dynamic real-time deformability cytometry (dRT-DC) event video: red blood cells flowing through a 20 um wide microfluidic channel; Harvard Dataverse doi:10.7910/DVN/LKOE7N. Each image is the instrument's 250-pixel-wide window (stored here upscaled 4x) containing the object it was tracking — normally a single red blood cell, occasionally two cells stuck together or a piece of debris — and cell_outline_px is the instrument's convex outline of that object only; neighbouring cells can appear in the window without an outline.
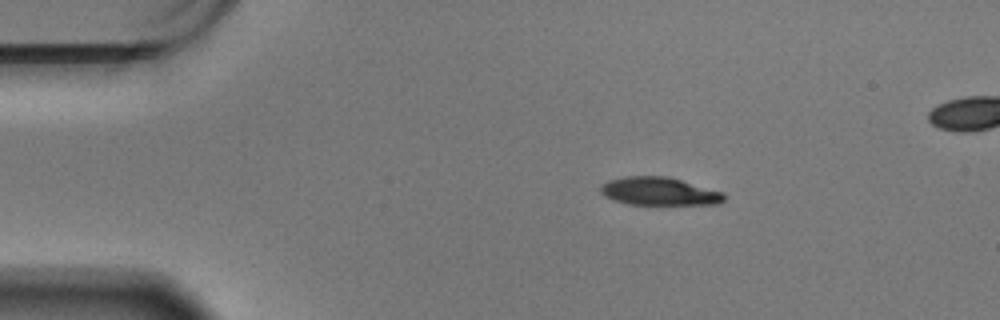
{"species": "Egyptian fruit bat (a non-hibernating species)", "species_latin": "Rousettus aegyptiacus", "temperature_condition": "warm", "stored_images_in_passage": 48, "camera_frame_rate_fps": 3000, "um_per_image_px": 0.085, "animal": {"sex": "male"}, "frame": {"image": 1, "passage_image": 1, "time_ms": 0.0, "image_size_px": [1000, 320], "cell_outline_px": [[724, 200], [720, 204], [628, 204], [612, 200], [604, 196], [600, 192], [600, 184], [608, 180], [628, 176], [668, 176], [724, 192]], "centroid_in_image_um": [56.01, 16.26], "position_along_channel_um": 29.0, "area_um2": 20.29}}
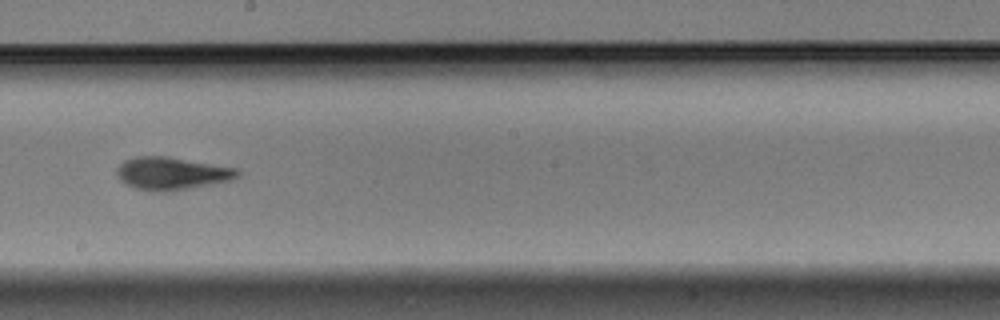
{"frame": {"image": 2, "passage_image": 24, "time_ms": 7.667, "image_size_px": [1000, 320], "cell_outline_px": [[240, 176], [232, 180], [212, 184], [168, 192], [152, 192], [136, 188], [124, 184], [116, 176], [116, 168], [124, 160], [136, 156], [168, 156], [240, 168]], "centroid_in_image_um": [14.61, 14.74], "position_along_channel_um": 233.6, "area_um2": 23.52}}
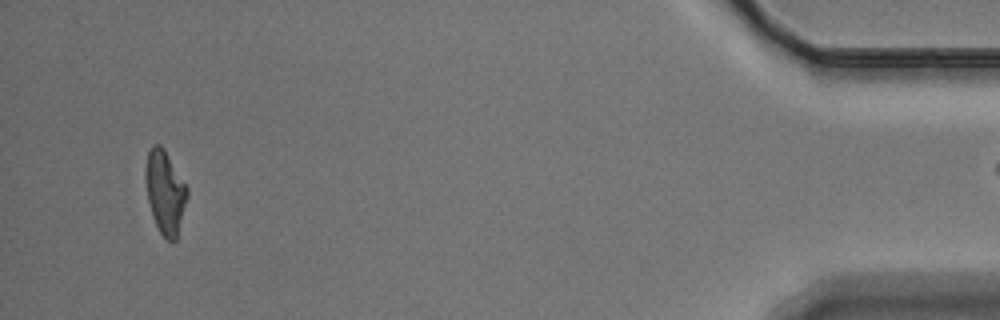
{"frame": {"image": 3, "passage_image": 47, "time_ms": 15.333, "image_size_px": [1000, 320], "cell_outline_px": [[188, 196], [176, 240], [172, 244], [160, 232], [152, 216], [148, 200], [144, 180], [144, 172], [148, 152], [152, 144], [160, 144], [164, 148], [188, 188]], "centroid_in_image_um": [14.02, 16.32], "position_along_channel_um": 421.2, "area_um2": 20.35}}